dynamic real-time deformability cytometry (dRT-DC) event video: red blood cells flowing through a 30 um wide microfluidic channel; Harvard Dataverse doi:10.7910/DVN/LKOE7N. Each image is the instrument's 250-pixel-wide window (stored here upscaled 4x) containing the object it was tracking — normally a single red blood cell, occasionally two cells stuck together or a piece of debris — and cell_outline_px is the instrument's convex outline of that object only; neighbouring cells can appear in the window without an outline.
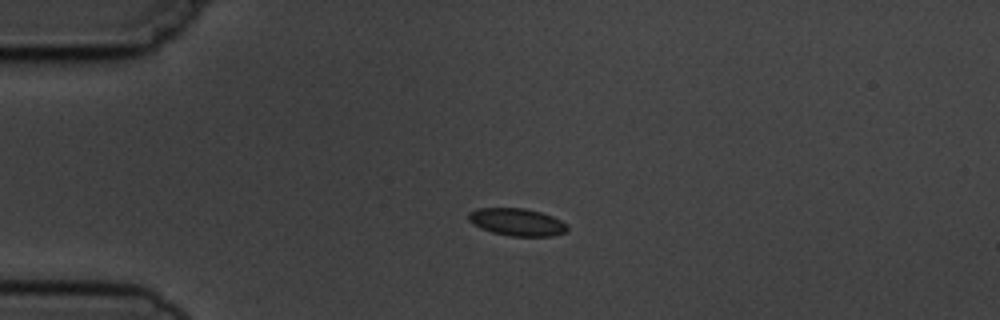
{"species": "common noctule bat (a hibernating species)", "species_latin": "Nyctalus noctula", "temperature_condition": "cold", "stored_images_in_passage": 4, "camera_frame_rate_fps": 3000, "um_per_image_px": 0.085, "animal": {"sex": "male", "body_mass_g": 19.5, "forearm_length_mm": 54.6}, "frame": {"image": 1, "passage_image": 3, "time_ms": 2.333, "image_size_px": [1000, 320], "cell_outline_px": [[568, 232], [552, 236], [512, 236], [492, 232], [480, 228], [472, 224], [468, 220], [468, 212], [480, 208], [524, 208], [540, 212], [552, 216], [568, 224]], "centroid_in_image_um": [43.95, 18.88], "position_along_channel_um": 41.0, "area_um2": 15.9}}